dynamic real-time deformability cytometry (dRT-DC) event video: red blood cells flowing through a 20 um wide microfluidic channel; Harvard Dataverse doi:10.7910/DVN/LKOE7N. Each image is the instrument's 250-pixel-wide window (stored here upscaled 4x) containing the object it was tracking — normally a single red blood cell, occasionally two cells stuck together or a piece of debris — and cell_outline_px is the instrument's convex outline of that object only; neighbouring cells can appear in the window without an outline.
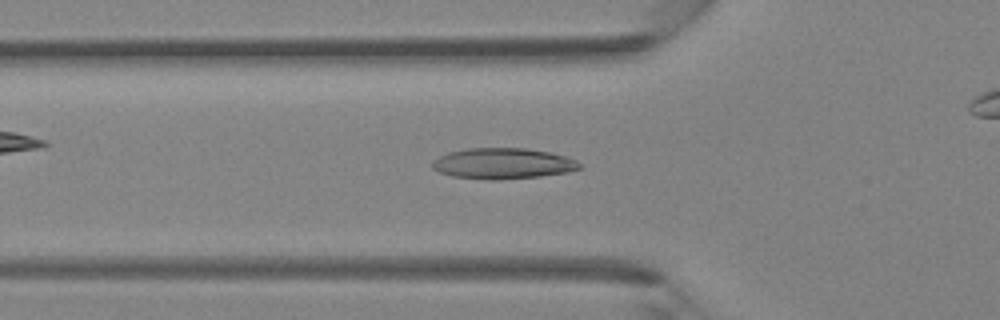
{"species": "Egyptian fruit bat (a non-hibernating species)", "species_latin": "Rousettus aegyptiacus", "temperature_condition": "room temperature", "stored_images_in_passage": 26, "camera_frame_rate_fps": 3000, "um_per_image_px": 0.085, "animal": {"sex": "female"}, "frame": {"image": 1, "passage_image": 4, "time_ms": 1.0, "image_size_px": [1000, 320], "cell_outline_px": [[580, 168], [568, 172], [540, 176], [500, 180], [488, 180], [452, 176], [440, 172], [432, 168], [432, 160], [448, 152], [468, 148], [528, 148], [552, 152], [568, 156], [576, 160], [580, 164]], "centroid_in_image_um": [42.76, 13.89], "position_along_channel_um": 83.0, "area_um2": 26.7}}
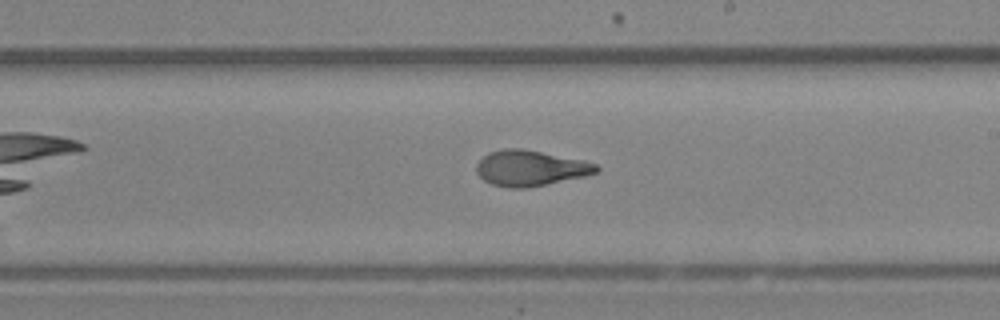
{"frame": {"image": 2, "passage_image": 14, "time_ms": 4.333, "image_size_px": [1000, 320], "cell_outline_px": [[600, 168], [596, 172], [584, 176], [524, 188], [508, 188], [492, 184], [484, 180], [476, 172], [476, 164], [488, 152], [504, 148], [520, 148], [584, 160], [596, 164]], "centroid_in_image_um": [45.05, 14.28], "position_along_channel_um": 244.0, "area_um2": 24.62}}
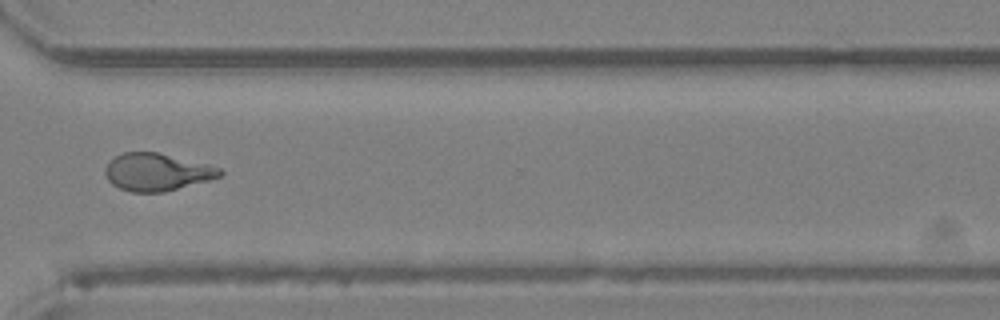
{"frame": {"image": 3, "passage_image": 21, "time_ms": 6.667, "image_size_px": [1000, 320], "cell_outline_px": [[224, 172], [220, 176], [208, 180], [164, 192], [132, 192], [120, 188], [112, 184], [108, 180], [104, 172], [104, 168], [116, 156], [124, 152], [156, 152], [208, 164], [220, 168]], "centroid_in_image_um": [13.33, 14.62], "position_along_channel_um": 357.3, "area_um2": 24.8}}